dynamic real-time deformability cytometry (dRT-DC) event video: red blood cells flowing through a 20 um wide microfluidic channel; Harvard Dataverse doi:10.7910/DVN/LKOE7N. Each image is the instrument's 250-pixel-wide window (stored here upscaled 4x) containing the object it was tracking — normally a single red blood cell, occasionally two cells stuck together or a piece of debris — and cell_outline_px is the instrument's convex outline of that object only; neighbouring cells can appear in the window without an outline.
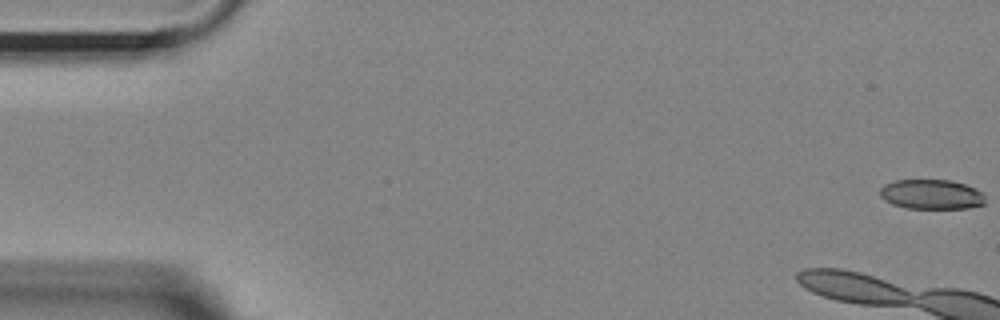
{"species": "Egyptian fruit bat (a non-hibernating species)", "species_latin": "Rousettus aegyptiacus", "temperature_condition": "room temperature", "stored_images_in_passage": 7, "camera_frame_rate_fps": 3000, "um_per_image_px": 0.085, "animal": {"sex": "female"}, "frame": {"image": 1, "passage_image": 1, "time_ms": 0.0, "image_size_px": [1000, 320], "cell_outline_px": [[984, 204], [968, 208], [908, 208], [892, 204], [884, 200], [880, 196], [880, 188], [884, 184], [896, 180], [948, 180], [964, 184], [980, 192], [984, 196]], "centroid_in_image_um": [79.12, 16.52], "position_along_channel_um": 5.9, "area_um2": 18.03}}